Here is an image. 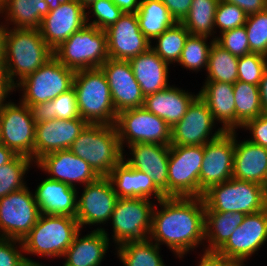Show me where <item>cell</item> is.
<instances>
[{"mask_svg": "<svg viewBox=\"0 0 267 266\" xmlns=\"http://www.w3.org/2000/svg\"><path fill=\"white\" fill-rule=\"evenodd\" d=\"M115 126L123 151L134 143L171 144V127L143 106L120 111Z\"/></svg>", "mask_w": 267, "mask_h": 266, "instance_id": "10", "label": "cell"}, {"mask_svg": "<svg viewBox=\"0 0 267 266\" xmlns=\"http://www.w3.org/2000/svg\"><path fill=\"white\" fill-rule=\"evenodd\" d=\"M69 150L86 161L99 177H108L126 152L120 145L115 124H88Z\"/></svg>", "mask_w": 267, "mask_h": 266, "instance_id": "3", "label": "cell"}, {"mask_svg": "<svg viewBox=\"0 0 267 266\" xmlns=\"http://www.w3.org/2000/svg\"><path fill=\"white\" fill-rule=\"evenodd\" d=\"M176 22L181 23L188 15L192 0H161Z\"/></svg>", "mask_w": 267, "mask_h": 266, "instance_id": "49", "label": "cell"}, {"mask_svg": "<svg viewBox=\"0 0 267 266\" xmlns=\"http://www.w3.org/2000/svg\"><path fill=\"white\" fill-rule=\"evenodd\" d=\"M158 204L153 208L149 239L166 245L179 259L205 245L203 197H166Z\"/></svg>", "mask_w": 267, "mask_h": 266, "instance_id": "1", "label": "cell"}, {"mask_svg": "<svg viewBox=\"0 0 267 266\" xmlns=\"http://www.w3.org/2000/svg\"><path fill=\"white\" fill-rule=\"evenodd\" d=\"M237 5L247 15L255 14L267 9V0H221Z\"/></svg>", "mask_w": 267, "mask_h": 266, "instance_id": "50", "label": "cell"}, {"mask_svg": "<svg viewBox=\"0 0 267 266\" xmlns=\"http://www.w3.org/2000/svg\"><path fill=\"white\" fill-rule=\"evenodd\" d=\"M73 88L80 117L88 124L114 125L117 115L110 87L101 68L75 72Z\"/></svg>", "mask_w": 267, "mask_h": 266, "instance_id": "4", "label": "cell"}, {"mask_svg": "<svg viewBox=\"0 0 267 266\" xmlns=\"http://www.w3.org/2000/svg\"><path fill=\"white\" fill-rule=\"evenodd\" d=\"M208 36L189 35L185 41L178 64L196 73L202 68L207 70L210 49L213 38L208 42ZM209 44H208V43Z\"/></svg>", "mask_w": 267, "mask_h": 266, "instance_id": "39", "label": "cell"}, {"mask_svg": "<svg viewBox=\"0 0 267 266\" xmlns=\"http://www.w3.org/2000/svg\"><path fill=\"white\" fill-rule=\"evenodd\" d=\"M83 193L77 196L75 218L80 229L86 225H99L96 230H103L100 224L110 221L118 195L108 177H99L96 181L84 185Z\"/></svg>", "mask_w": 267, "mask_h": 266, "instance_id": "14", "label": "cell"}, {"mask_svg": "<svg viewBox=\"0 0 267 266\" xmlns=\"http://www.w3.org/2000/svg\"><path fill=\"white\" fill-rule=\"evenodd\" d=\"M236 129L263 114L259 86L237 80L233 84Z\"/></svg>", "mask_w": 267, "mask_h": 266, "instance_id": "35", "label": "cell"}, {"mask_svg": "<svg viewBox=\"0 0 267 266\" xmlns=\"http://www.w3.org/2000/svg\"><path fill=\"white\" fill-rule=\"evenodd\" d=\"M128 147L132 157L123 160L132 168L145 172L154 184L168 197V161L170 146L162 144L134 143Z\"/></svg>", "mask_w": 267, "mask_h": 266, "instance_id": "23", "label": "cell"}, {"mask_svg": "<svg viewBox=\"0 0 267 266\" xmlns=\"http://www.w3.org/2000/svg\"><path fill=\"white\" fill-rule=\"evenodd\" d=\"M16 156L17 154L13 150L0 144V167L11 162Z\"/></svg>", "mask_w": 267, "mask_h": 266, "instance_id": "55", "label": "cell"}, {"mask_svg": "<svg viewBox=\"0 0 267 266\" xmlns=\"http://www.w3.org/2000/svg\"><path fill=\"white\" fill-rule=\"evenodd\" d=\"M38 184L33 193L42 214L75 217L78 188L48 177Z\"/></svg>", "mask_w": 267, "mask_h": 266, "instance_id": "26", "label": "cell"}, {"mask_svg": "<svg viewBox=\"0 0 267 266\" xmlns=\"http://www.w3.org/2000/svg\"><path fill=\"white\" fill-rule=\"evenodd\" d=\"M85 9H87L85 10L87 24L101 30H106L112 26L124 14L112 0H96ZM91 13L92 16H95V20L89 22Z\"/></svg>", "mask_w": 267, "mask_h": 266, "instance_id": "43", "label": "cell"}, {"mask_svg": "<svg viewBox=\"0 0 267 266\" xmlns=\"http://www.w3.org/2000/svg\"><path fill=\"white\" fill-rule=\"evenodd\" d=\"M88 123L82 118L56 119L37 116L34 163L48 153L69 150L78 135Z\"/></svg>", "mask_w": 267, "mask_h": 266, "instance_id": "18", "label": "cell"}, {"mask_svg": "<svg viewBox=\"0 0 267 266\" xmlns=\"http://www.w3.org/2000/svg\"><path fill=\"white\" fill-rule=\"evenodd\" d=\"M41 212L34 193L24 187L0 198V237L23 240Z\"/></svg>", "mask_w": 267, "mask_h": 266, "instance_id": "13", "label": "cell"}, {"mask_svg": "<svg viewBox=\"0 0 267 266\" xmlns=\"http://www.w3.org/2000/svg\"><path fill=\"white\" fill-rule=\"evenodd\" d=\"M0 69H5L3 67V49H2V30L0 26Z\"/></svg>", "mask_w": 267, "mask_h": 266, "instance_id": "57", "label": "cell"}, {"mask_svg": "<svg viewBox=\"0 0 267 266\" xmlns=\"http://www.w3.org/2000/svg\"><path fill=\"white\" fill-rule=\"evenodd\" d=\"M35 165L48 174V178L64 182L74 188H77V184L84 186L99 178L86 161L70 150L48 153L40 158Z\"/></svg>", "mask_w": 267, "mask_h": 266, "instance_id": "22", "label": "cell"}, {"mask_svg": "<svg viewBox=\"0 0 267 266\" xmlns=\"http://www.w3.org/2000/svg\"><path fill=\"white\" fill-rule=\"evenodd\" d=\"M124 266H166L160 255V246L151 239L126 242L116 248Z\"/></svg>", "mask_w": 267, "mask_h": 266, "instance_id": "34", "label": "cell"}, {"mask_svg": "<svg viewBox=\"0 0 267 266\" xmlns=\"http://www.w3.org/2000/svg\"><path fill=\"white\" fill-rule=\"evenodd\" d=\"M234 131L235 150L233 156V178L266 185L267 148L248 140H237Z\"/></svg>", "mask_w": 267, "mask_h": 266, "instance_id": "25", "label": "cell"}, {"mask_svg": "<svg viewBox=\"0 0 267 266\" xmlns=\"http://www.w3.org/2000/svg\"><path fill=\"white\" fill-rule=\"evenodd\" d=\"M216 124L218 123L214 120L208 106L198 95L182 119L171 128L170 146L205 145L224 132L222 127L214 131Z\"/></svg>", "mask_w": 267, "mask_h": 266, "instance_id": "16", "label": "cell"}, {"mask_svg": "<svg viewBox=\"0 0 267 266\" xmlns=\"http://www.w3.org/2000/svg\"><path fill=\"white\" fill-rule=\"evenodd\" d=\"M246 261L229 260L224 266H245Z\"/></svg>", "mask_w": 267, "mask_h": 266, "instance_id": "58", "label": "cell"}, {"mask_svg": "<svg viewBox=\"0 0 267 266\" xmlns=\"http://www.w3.org/2000/svg\"><path fill=\"white\" fill-rule=\"evenodd\" d=\"M264 187H265V190H266V193H267V180H266V185Z\"/></svg>", "mask_w": 267, "mask_h": 266, "instance_id": "61", "label": "cell"}, {"mask_svg": "<svg viewBox=\"0 0 267 266\" xmlns=\"http://www.w3.org/2000/svg\"><path fill=\"white\" fill-rule=\"evenodd\" d=\"M246 215L242 212L205 211L206 252H216L240 226Z\"/></svg>", "mask_w": 267, "mask_h": 266, "instance_id": "32", "label": "cell"}, {"mask_svg": "<svg viewBox=\"0 0 267 266\" xmlns=\"http://www.w3.org/2000/svg\"><path fill=\"white\" fill-rule=\"evenodd\" d=\"M108 178L118 198H156L157 202L166 198L149 175L130 167L124 160L112 169Z\"/></svg>", "mask_w": 267, "mask_h": 266, "instance_id": "24", "label": "cell"}, {"mask_svg": "<svg viewBox=\"0 0 267 266\" xmlns=\"http://www.w3.org/2000/svg\"><path fill=\"white\" fill-rule=\"evenodd\" d=\"M259 92L261 97L263 113L267 114V65L264 69L263 76L259 84Z\"/></svg>", "mask_w": 267, "mask_h": 266, "instance_id": "54", "label": "cell"}, {"mask_svg": "<svg viewBox=\"0 0 267 266\" xmlns=\"http://www.w3.org/2000/svg\"><path fill=\"white\" fill-rule=\"evenodd\" d=\"M48 3L49 11L57 9L61 4L67 3L71 0H45Z\"/></svg>", "mask_w": 267, "mask_h": 266, "instance_id": "56", "label": "cell"}, {"mask_svg": "<svg viewBox=\"0 0 267 266\" xmlns=\"http://www.w3.org/2000/svg\"><path fill=\"white\" fill-rule=\"evenodd\" d=\"M201 88L198 95L208 106L214 120L221 123L224 131H236L233 84L204 82Z\"/></svg>", "mask_w": 267, "mask_h": 266, "instance_id": "30", "label": "cell"}, {"mask_svg": "<svg viewBox=\"0 0 267 266\" xmlns=\"http://www.w3.org/2000/svg\"><path fill=\"white\" fill-rule=\"evenodd\" d=\"M39 114L41 116L64 120L81 118L74 88L72 87L70 90L60 94L58 97L48 102L39 111Z\"/></svg>", "mask_w": 267, "mask_h": 266, "instance_id": "42", "label": "cell"}, {"mask_svg": "<svg viewBox=\"0 0 267 266\" xmlns=\"http://www.w3.org/2000/svg\"><path fill=\"white\" fill-rule=\"evenodd\" d=\"M241 128L252 135L251 139H247L249 142L267 148V114L249 120Z\"/></svg>", "mask_w": 267, "mask_h": 266, "instance_id": "48", "label": "cell"}, {"mask_svg": "<svg viewBox=\"0 0 267 266\" xmlns=\"http://www.w3.org/2000/svg\"><path fill=\"white\" fill-rule=\"evenodd\" d=\"M238 59L214 41L209 53L205 82L234 84L238 80Z\"/></svg>", "mask_w": 267, "mask_h": 266, "instance_id": "36", "label": "cell"}, {"mask_svg": "<svg viewBox=\"0 0 267 266\" xmlns=\"http://www.w3.org/2000/svg\"><path fill=\"white\" fill-rule=\"evenodd\" d=\"M23 253L21 240L0 237V266H45L29 259Z\"/></svg>", "mask_w": 267, "mask_h": 266, "instance_id": "45", "label": "cell"}, {"mask_svg": "<svg viewBox=\"0 0 267 266\" xmlns=\"http://www.w3.org/2000/svg\"><path fill=\"white\" fill-rule=\"evenodd\" d=\"M135 79L144 96L167 89L169 64L151 48L129 60Z\"/></svg>", "mask_w": 267, "mask_h": 266, "instance_id": "29", "label": "cell"}, {"mask_svg": "<svg viewBox=\"0 0 267 266\" xmlns=\"http://www.w3.org/2000/svg\"><path fill=\"white\" fill-rule=\"evenodd\" d=\"M234 150V131H224L204 145V157L199 174V197H202L211 186L233 177Z\"/></svg>", "mask_w": 267, "mask_h": 266, "instance_id": "15", "label": "cell"}, {"mask_svg": "<svg viewBox=\"0 0 267 266\" xmlns=\"http://www.w3.org/2000/svg\"><path fill=\"white\" fill-rule=\"evenodd\" d=\"M251 53L267 57V9L247 16L244 24Z\"/></svg>", "mask_w": 267, "mask_h": 266, "instance_id": "41", "label": "cell"}, {"mask_svg": "<svg viewBox=\"0 0 267 266\" xmlns=\"http://www.w3.org/2000/svg\"><path fill=\"white\" fill-rule=\"evenodd\" d=\"M79 230L75 217L41 213L37 223L22 240L24 253L47 259L60 258Z\"/></svg>", "mask_w": 267, "mask_h": 266, "instance_id": "5", "label": "cell"}, {"mask_svg": "<svg viewBox=\"0 0 267 266\" xmlns=\"http://www.w3.org/2000/svg\"><path fill=\"white\" fill-rule=\"evenodd\" d=\"M267 242V207L247 214L240 226L216 251L227 260L247 261Z\"/></svg>", "mask_w": 267, "mask_h": 266, "instance_id": "17", "label": "cell"}, {"mask_svg": "<svg viewBox=\"0 0 267 266\" xmlns=\"http://www.w3.org/2000/svg\"><path fill=\"white\" fill-rule=\"evenodd\" d=\"M84 8L89 6L92 2L96 0H77Z\"/></svg>", "mask_w": 267, "mask_h": 266, "instance_id": "59", "label": "cell"}, {"mask_svg": "<svg viewBox=\"0 0 267 266\" xmlns=\"http://www.w3.org/2000/svg\"><path fill=\"white\" fill-rule=\"evenodd\" d=\"M124 13H137L141 0H112Z\"/></svg>", "mask_w": 267, "mask_h": 266, "instance_id": "53", "label": "cell"}, {"mask_svg": "<svg viewBox=\"0 0 267 266\" xmlns=\"http://www.w3.org/2000/svg\"><path fill=\"white\" fill-rule=\"evenodd\" d=\"M13 91L14 86L9 82L5 69H0V107L2 104L8 102L6 98Z\"/></svg>", "mask_w": 267, "mask_h": 266, "instance_id": "52", "label": "cell"}, {"mask_svg": "<svg viewBox=\"0 0 267 266\" xmlns=\"http://www.w3.org/2000/svg\"><path fill=\"white\" fill-rule=\"evenodd\" d=\"M205 211L256 213L267 207V193L261 184L231 178L211 186L203 194Z\"/></svg>", "mask_w": 267, "mask_h": 266, "instance_id": "7", "label": "cell"}, {"mask_svg": "<svg viewBox=\"0 0 267 266\" xmlns=\"http://www.w3.org/2000/svg\"><path fill=\"white\" fill-rule=\"evenodd\" d=\"M85 10L77 0H71L49 11L42 19L41 36L53 51L87 24Z\"/></svg>", "mask_w": 267, "mask_h": 266, "instance_id": "21", "label": "cell"}, {"mask_svg": "<svg viewBox=\"0 0 267 266\" xmlns=\"http://www.w3.org/2000/svg\"><path fill=\"white\" fill-rule=\"evenodd\" d=\"M6 0H0V7Z\"/></svg>", "mask_w": 267, "mask_h": 266, "instance_id": "60", "label": "cell"}, {"mask_svg": "<svg viewBox=\"0 0 267 266\" xmlns=\"http://www.w3.org/2000/svg\"><path fill=\"white\" fill-rule=\"evenodd\" d=\"M82 230L76 233L72 244L62 256L66 260L63 266H101L105 253L110 248L108 232L105 228L94 229L82 237Z\"/></svg>", "mask_w": 267, "mask_h": 266, "instance_id": "27", "label": "cell"}, {"mask_svg": "<svg viewBox=\"0 0 267 266\" xmlns=\"http://www.w3.org/2000/svg\"><path fill=\"white\" fill-rule=\"evenodd\" d=\"M247 16L237 5L219 0L214 18L215 34L218 28L221 34L225 31L243 26L246 23Z\"/></svg>", "mask_w": 267, "mask_h": 266, "instance_id": "46", "label": "cell"}, {"mask_svg": "<svg viewBox=\"0 0 267 266\" xmlns=\"http://www.w3.org/2000/svg\"><path fill=\"white\" fill-rule=\"evenodd\" d=\"M136 15L140 30L151 43L176 23L161 0H141Z\"/></svg>", "mask_w": 267, "mask_h": 266, "instance_id": "33", "label": "cell"}, {"mask_svg": "<svg viewBox=\"0 0 267 266\" xmlns=\"http://www.w3.org/2000/svg\"><path fill=\"white\" fill-rule=\"evenodd\" d=\"M218 2L219 0H192L188 15L181 22L190 35L216 39L214 18Z\"/></svg>", "mask_w": 267, "mask_h": 266, "instance_id": "37", "label": "cell"}, {"mask_svg": "<svg viewBox=\"0 0 267 266\" xmlns=\"http://www.w3.org/2000/svg\"><path fill=\"white\" fill-rule=\"evenodd\" d=\"M64 66L76 71L100 68L109 58L107 34L86 24L53 51Z\"/></svg>", "mask_w": 267, "mask_h": 266, "instance_id": "8", "label": "cell"}, {"mask_svg": "<svg viewBox=\"0 0 267 266\" xmlns=\"http://www.w3.org/2000/svg\"><path fill=\"white\" fill-rule=\"evenodd\" d=\"M105 31L110 59L129 61L153 44L140 30L136 13H124Z\"/></svg>", "mask_w": 267, "mask_h": 266, "instance_id": "19", "label": "cell"}, {"mask_svg": "<svg viewBox=\"0 0 267 266\" xmlns=\"http://www.w3.org/2000/svg\"><path fill=\"white\" fill-rule=\"evenodd\" d=\"M3 67L15 86L54 56L39 29L1 27Z\"/></svg>", "mask_w": 267, "mask_h": 266, "instance_id": "2", "label": "cell"}, {"mask_svg": "<svg viewBox=\"0 0 267 266\" xmlns=\"http://www.w3.org/2000/svg\"><path fill=\"white\" fill-rule=\"evenodd\" d=\"M49 6L45 0H6L0 7L5 18L1 27L39 29L42 19L48 14Z\"/></svg>", "mask_w": 267, "mask_h": 266, "instance_id": "31", "label": "cell"}, {"mask_svg": "<svg viewBox=\"0 0 267 266\" xmlns=\"http://www.w3.org/2000/svg\"><path fill=\"white\" fill-rule=\"evenodd\" d=\"M215 41L236 57L251 53L244 25L217 35Z\"/></svg>", "mask_w": 267, "mask_h": 266, "instance_id": "47", "label": "cell"}, {"mask_svg": "<svg viewBox=\"0 0 267 266\" xmlns=\"http://www.w3.org/2000/svg\"><path fill=\"white\" fill-rule=\"evenodd\" d=\"M75 71L61 64L54 56L14 86L22 91L20 102L40 111L48 102L73 87Z\"/></svg>", "mask_w": 267, "mask_h": 266, "instance_id": "6", "label": "cell"}, {"mask_svg": "<svg viewBox=\"0 0 267 266\" xmlns=\"http://www.w3.org/2000/svg\"><path fill=\"white\" fill-rule=\"evenodd\" d=\"M100 68L106 75L117 113L144 105L145 96L135 79L129 61L108 58Z\"/></svg>", "mask_w": 267, "mask_h": 266, "instance_id": "20", "label": "cell"}, {"mask_svg": "<svg viewBox=\"0 0 267 266\" xmlns=\"http://www.w3.org/2000/svg\"><path fill=\"white\" fill-rule=\"evenodd\" d=\"M190 33L182 23L176 22L172 27L166 29L155 38L156 43L151 45L159 57L166 63H178L186 39Z\"/></svg>", "mask_w": 267, "mask_h": 266, "instance_id": "38", "label": "cell"}, {"mask_svg": "<svg viewBox=\"0 0 267 266\" xmlns=\"http://www.w3.org/2000/svg\"><path fill=\"white\" fill-rule=\"evenodd\" d=\"M204 145L170 146L168 197H199Z\"/></svg>", "mask_w": 267, "mask_h": 266, "instance_id": "12", "label": "cell"}, {"mask_svg": "<svg viewBox=\"0 0 267 266\" xmlns=\"http://www.w3.org/2000/svg\"><path fill=\"white\" fill-rule=\"evenodd\" d=\"M154 206L152 199L118 198L110 219L115 248L149 238Z\"/></svg>", "mask_w": 267, "mask_h": 266, "instance_id": "11", "label": "cell"}, {"mask_svg": "<svg viewBox=\"0 0 267 266\" xmlns=\"http://www.w3.org/2000/svg\"><path fill=\"white\" fill-rule=\"evenodd\" d=\"M266 65L267 57L258 53H250L239 57L238 80L259 86Z\"/></svg>", "mask_w": 267, "mask_h": 266, "instance_id": "44", "label": "cell"}, {"mask_svg": "<svg viewBox=\"0 0 267 266\" xmlns=\"http://www.w3.org/2000/svg\"><path fill=\"white\" fill-rule=\"evenodd\" d=\"M198 96L175 85L162 91L146 95L143 107L163 119L171 128L187 112L192 101Z\"/></svg>", "mask_w": 267, "mask_h": 266, "instance_id": "28", "label": "cell"}, {"mask_svg": "<svg viewBox=\"0 0 267 266\" xmlns=\"http://www.w3.org/2000/svg\"><path fill=\"white\" fill-rule=\"evenodd\" d=\"M39 111L11 100L0 107L1 144L34 162V142Z\"/></svg>", "mask_w": 267, "mask_h": 266, "instance_id": "9", "label": "cell"}, {"mask_svg": "<svg viewBox=\"0 0 267 266\" xmlns=\"http://www.w3.org/2000/svg\"><path fill=\"white\" fill-rule=\"evenodd\" d=\"M31 164H35L31 158L17 155L0 167V198L27 186L24 178Z\"/></svg>", "mask_w": 267, "mask_h": 266, "instance_id": "40", "label": "cell"}, {"mask_svg": "<svg viewBox=\"0 0 267 266\" xmlns=\"http://www.w3.org/2000/svg\"><path fill=\"white\" fill-rule=\"evenodd\" d=\"M229 260L216 252L203 251L200 261L196 266H224Z\"/></svg>", "mask_w": 267, "mask_h": 266, "instance_id": "51", "label": "cell"}]
</instances>
